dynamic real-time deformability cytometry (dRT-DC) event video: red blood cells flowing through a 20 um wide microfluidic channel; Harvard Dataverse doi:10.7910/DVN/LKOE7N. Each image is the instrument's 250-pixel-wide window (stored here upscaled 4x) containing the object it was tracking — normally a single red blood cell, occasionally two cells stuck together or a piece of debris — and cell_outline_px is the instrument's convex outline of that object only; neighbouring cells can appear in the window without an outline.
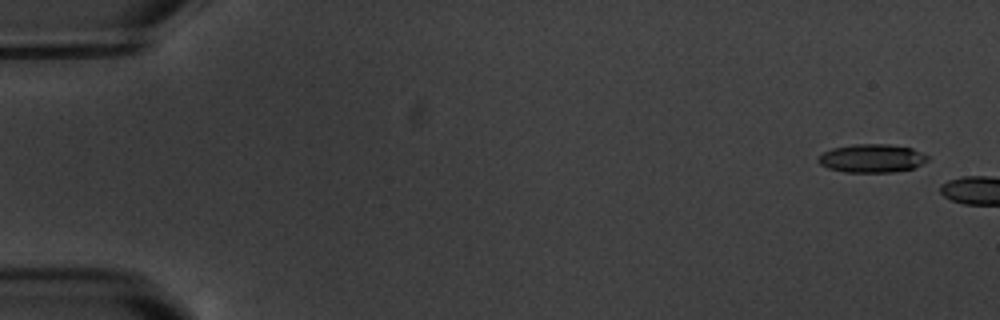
{"species": "common noctule bat (a hibernating species)", "species_latin": "Nyctalus noctula", "temperature_condition": "warm", "stored_images_in_passage": 3, "camera_frame_rate_fps": 3000, "um_per_image_px": 0.085, "animal": {"sex": "male", "body_mass_g": 20.1, "forearm_length_mm": 53.5}, "frame": {"image": 1, "passage_image": 1, "time_ms": 0.0, "image_size_px": [1000, 320], "cell_outline_px": [[928, 160], [912, 168], [892, 172], [844, 172], [828, 168], [820, 164], [816, 160], [824, 152], [832, 148], [852, 144], [888, 144], [912, 148], [928, 156]], "centroid_in_image_um": [74.08, 13.45], "position_along_channel_um": 10.9, "area_um2": 17.98}}